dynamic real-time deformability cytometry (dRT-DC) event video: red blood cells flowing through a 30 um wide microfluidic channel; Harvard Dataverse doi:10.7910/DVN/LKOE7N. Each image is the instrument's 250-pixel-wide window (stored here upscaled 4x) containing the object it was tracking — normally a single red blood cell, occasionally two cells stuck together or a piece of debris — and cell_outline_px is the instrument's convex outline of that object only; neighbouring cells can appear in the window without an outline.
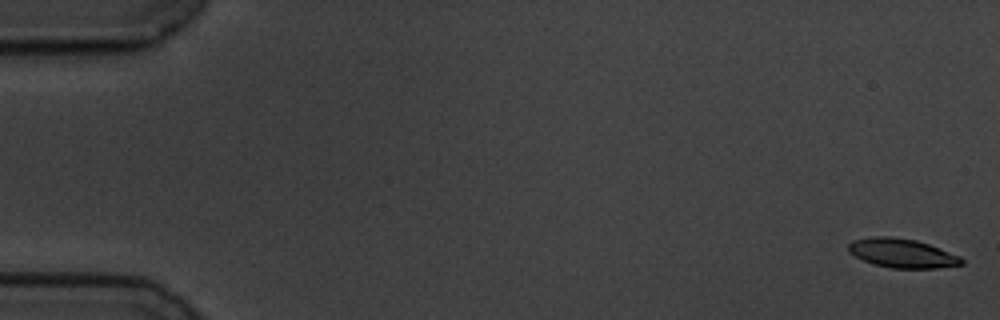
{"species": "common noctule bat (a hibernating species)", "species_latin": "Nyctalus noctula", "temperature_condition": "cold", "stored_images_in_passage": 57, "camera_frame_rate_fps": 3000, "um_per_image_px": 0.085, "animal": {"sex": "male", "body_mass_g": 19.5, "forearm_length_mm": 54.6}, "frame": {"image": 1, "passage_image": 1, "time_ms": 0.0, "image_size_px": [1000, 320], "cell_outline_px": [[964, 264], [936, 268], [892, 268], [872, 264], [848, 252], [848, 244], [852, 240], [872, 236], [892, 236], [916, 240], [928, 244], [960, 256], [964, 260]], "centroid_in_image_um": [76.66, 21.51], "position_along_channel_um": 8.3, "area_um2": 19.19}}
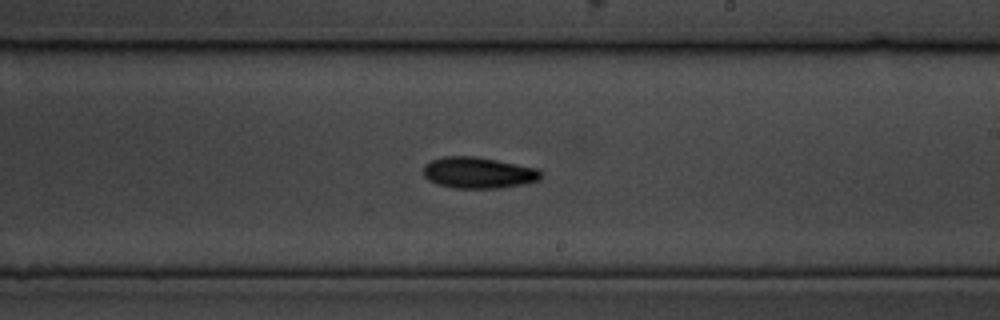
{"frame": {"image": 2, "passage_image": 34, "time_ms": 11.0, "image_size_px": [1000, 320], "cell_outline_px": [[544, 176], [540, 180], [524, 184], [500, 188], [456, 188], [436, 184], [428, 180], [424, 176], [424, 164], [432, 160], [444, 156], [476, 156], [540, 168], [544, 172]], "centroid_in_image_um": [40.72, 14.68], "position_along_channel_um": 248.3, "area_um2": 21.79}}
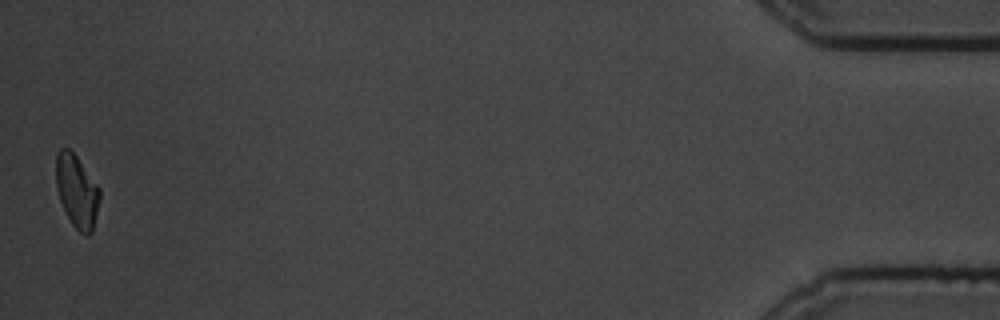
{"frame": {"image": 3, "passage_image": 57, "time_ms": 18.667, "image_size_px": [1000, 320], "cell_outline_px": [[100, 196], [92, 232], [88, 236], [84, 236], [72, 224], [60, 200], [56, 188], [56, 152], [60, 148], [68, 148], [76, 156], [100, 188]], "centroid_in_image_um": [6.52, 16.24], "position_along_channel_um": 428.7, "area_um2": 18.38}, "authors_computed_cell_mechanics": {"area_um2": 20.0566, "velocity_mm_per_s": 3.5, "shape_relaxation_time_tau1_ms": 3.1222, "shape_relaxation_time_tau2_ms": 10.332, "deformation_change_tau1": 0.1119, "deformation_change_tau2": 0.1569}}